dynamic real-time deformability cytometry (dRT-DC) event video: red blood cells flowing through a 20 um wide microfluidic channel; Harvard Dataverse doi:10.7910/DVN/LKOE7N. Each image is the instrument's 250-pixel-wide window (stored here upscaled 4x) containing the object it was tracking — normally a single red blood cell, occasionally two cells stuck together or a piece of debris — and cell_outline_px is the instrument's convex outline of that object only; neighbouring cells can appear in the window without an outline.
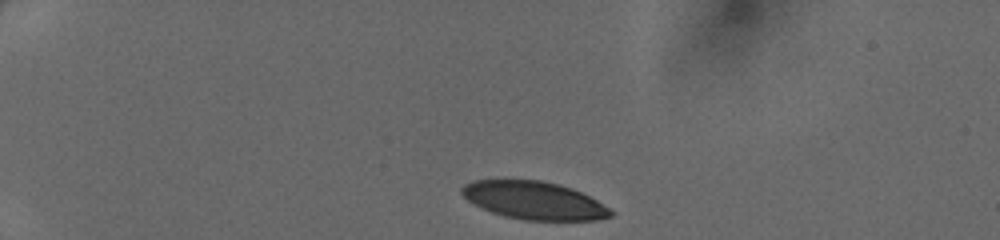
{"species": "human", "species_latin": "Homo sapiens", "temperature_condition": "cold", "stored_images_in_passage": 33, "camera_frame_rate_fps": 3000, "um_per_image_px": 0.085, "donor": {"sex": "female"}, "frame": {"image": 1, "passage_image": 1, "time_ms": 0.0, "image_size_px": [1000, 240], "cell_outline_px": [[616, 212], [612, 216], [596, 220], [524, 220], [504, 216], [492, 212], [468, 200], [460, 192], [460, 188], [464, 184], [472, 180], [540, 180], [560, 184], [572, 188], [596, 200]], "centroid_in_image_um": [45.41, 17.03], "position_along_channel_um": 39.6, "area_um2": 32.77}}
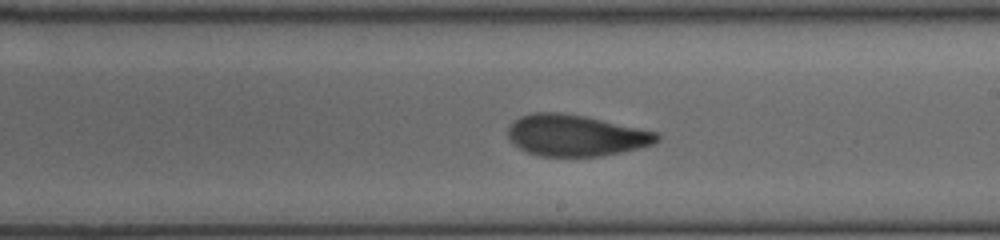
{"frame": {"image": 2, "passage_image": 19, "time_ms": 6.0, "image_size_px": [1000, 240], "cell_outline_px": [[660, 140], [656, 144], [640, 148], [600, 156], [540, 156], [528, 152], [512, 144], [508, 140], [508, 128], [520, 116], [536, 112], [560, 112], [584, 116], [660, 132]], "centroid_in_image_um": [48.97, 11.51], "position_along_channel_um": 240.0, "area_um2": 36.07}}
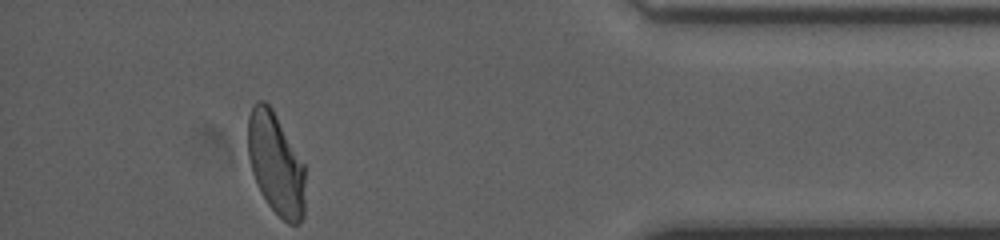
{"frame": {"image": 3, "passage_image": 33, "time_ms": 10.667, "image_size_px": [1000, 240], "cell_outline_px": [[304, 216], [296, 224], [288, 224], [268, 204], [260, 192], [252, 172], [248, 156], [248, 116], [252, 104], [256, 100], [264, 100], [272, 108], [304, 164]], "centroid_in_image_um": [23.42, 13.89], "position_along_channel_um": 411.8, "area_um2": 33.93}}